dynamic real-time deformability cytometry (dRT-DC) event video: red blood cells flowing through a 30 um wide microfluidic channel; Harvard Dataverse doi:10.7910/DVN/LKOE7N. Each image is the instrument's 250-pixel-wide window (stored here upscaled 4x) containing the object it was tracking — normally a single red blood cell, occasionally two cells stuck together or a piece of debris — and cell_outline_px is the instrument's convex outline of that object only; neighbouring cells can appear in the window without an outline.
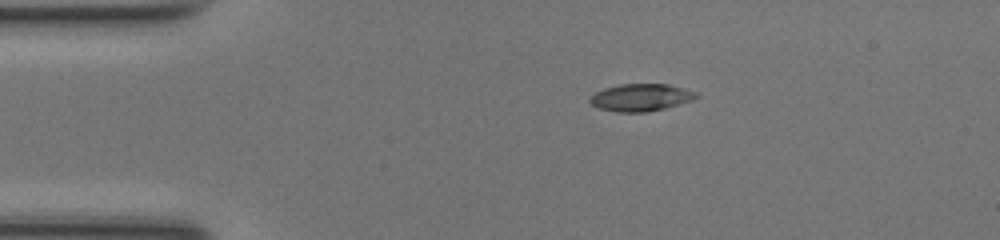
{"species": "common noctule bat (a hibernating species)", "species_latin": "Nyctalus noctula", "temperature_condition": "room temperature", "stored_images_in_passage": 40, "camera_frame_rate_fps": 3000, "um_per_image_px": 0.085, "animal": {"sex": "female", "body_mass_g": 17.0, "forearm_length_mm": 48.0}, "frame": {"image": 1, "passage_image": 1, "time_ms": 0.0, "image_size_px": [1000, 240], "cell_outline_px": [[700, 96], [692, 100], [664, 108], [648, 112], [616, 112], [596, 108], [588, 100], [596, 92], [604, 88], [620, 84], [668, 84], [696, 92]], "centroid_in_image_um": [54.45, 8.29], "position_along_channel_um": 30.6, "area_um2": 16.88}}
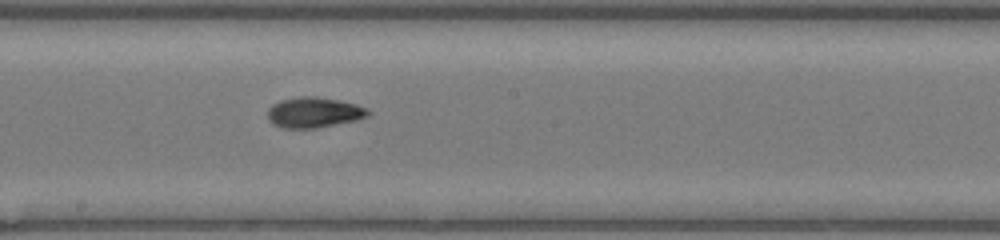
{"frame": {"image": 2, "passage_image": 18, "time_ms": 5.667, "image_size_px": [1000, 240], "cell_outline_px": [[372, 112], [368, 116], [356, 120], [316, 128], [284, 128], [272, 124], [268, 120], [268, 108], [272, 104], [280, 100], [300, 96], [316, 96], [356, 104], [368, 108]], "centroid_in_image_um": [26.68, 9.55], "position_along_channel_um": 221.5, "area_um2": 17.92}}
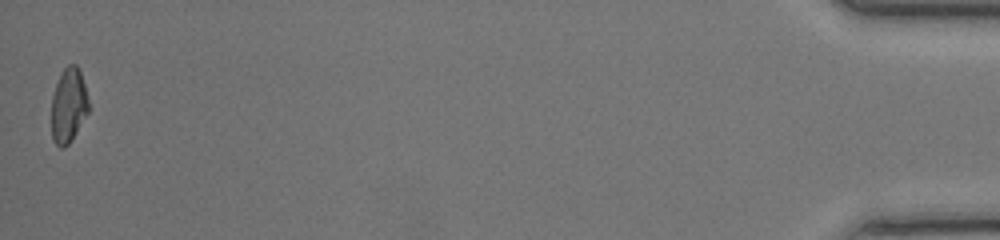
{"frame": {"image": 3, "passage_image": 40, "time_ms": 13.0, "image_size_px": [1000, 240], "cell_outline_px": [[88, 112], [72, 140], [64, 148], [60, 148], [52, 140], [52, 96], [56, 84], [64, 68], [68, 64], [76, 64], [80, 72], [84, 84], [88, 100]], "centroid_in_image_um": [5.82, 8.99], "position_along_channel_um": 429.4, "area_um2": 16.01}, "authors_computed_cell_mechanics": {"area_um2": 17.0221, "velocity_mm_per_s": 4.2535, "shape_relaxation_time_tau1_ms": 3.6024, "shape_relaxation_time_tau2_ms": 2.2324, "deformation_change_tau1": 0.1636, "deformation_change_tau2": 0.0792}}